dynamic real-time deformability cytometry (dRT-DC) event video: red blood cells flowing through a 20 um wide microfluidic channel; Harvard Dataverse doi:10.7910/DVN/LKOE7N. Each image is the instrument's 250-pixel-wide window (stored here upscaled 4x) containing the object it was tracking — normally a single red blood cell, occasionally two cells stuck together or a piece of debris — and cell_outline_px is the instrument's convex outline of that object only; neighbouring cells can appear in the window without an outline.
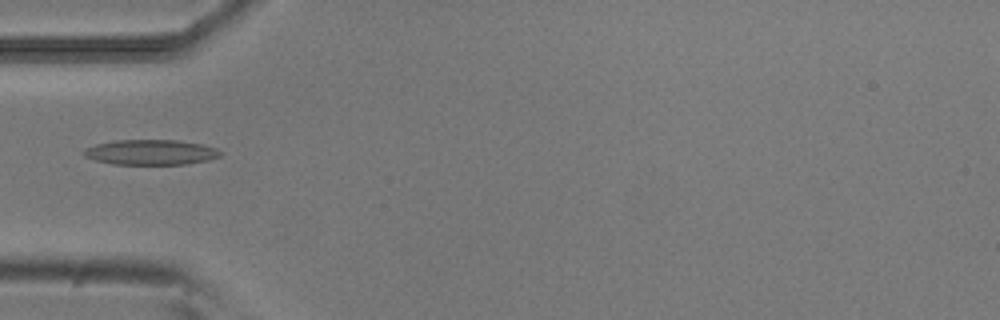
{"species": "common noctule bat (a hibernating species)", "species_latin": "Nyctalus noctula", "temperature_condition": "room temperature", "stored_images_in_passage": 13, "camera_frame_rate_fps": 3000, "um_per_image_px": 0.085, "animal": {"sex": "male", "body_mass_g": 20.5, "forearm_length_mm": 52.5}, "frame": {"image": 1, "passage_image": 1, "time_ms": 0.0, "image_size_px": [1000, 320], "cell_outline_px": [[224, 152], [220, 156], [208, 160], [188, 164], [112, 164], [96, 160], [84, 156], [80, 152], [84, 148], [96, 144], [116, 140], [176, 140], [204, 144], [216, 148]], "centroid_in_image_um": [12.82, 12.94], "position_along_channel_um": 72.2, "area_um2": 20.23}}
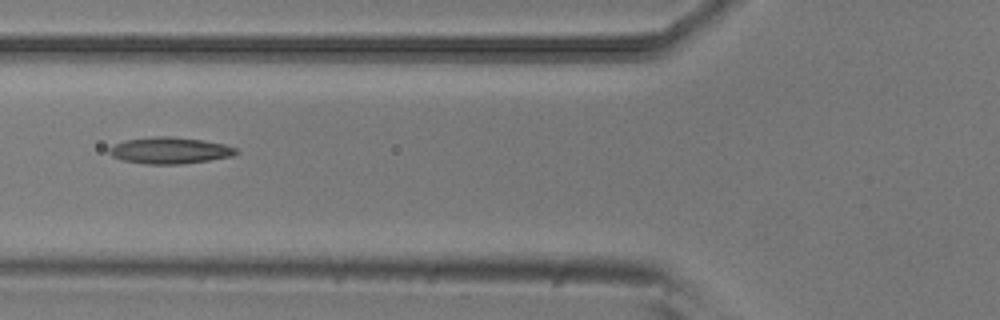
{"frame": {"image": 2, "passage_image": 4, "time_ms": 1.0, "image_size_px": [1000, 320], "cell_outline_px": [[240, 152], [232, 156], [208, 160], [180, 164], [144, 164], [124, 160], [112, 156], [108, 152], [108, 148], [124, 140], [156, 136], [172, 136], [204, 140], [224, 144], [236, 148]], "centroid_in_image_um": [14.44, 12.78], "position_along_channel_um": 111.4, "area_um2": 19.59}}
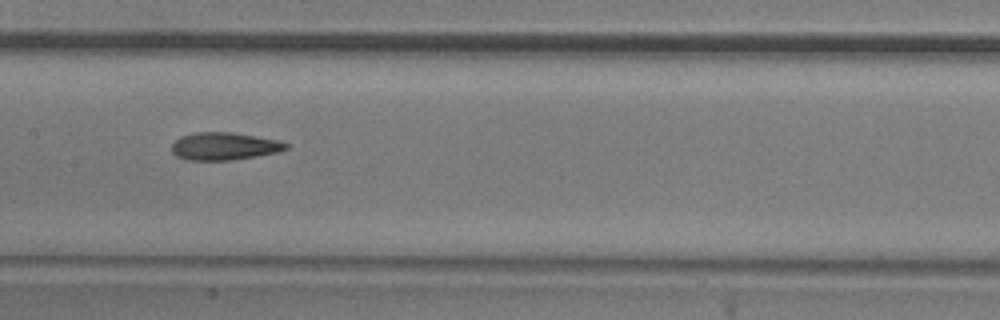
{"frame": {"image": 3, "passage_image": 10, "time_ms": 3.0, "image_size_px": [1000, 320], "cell_outline_px": [[288, 148], [280, 152], [232, 160], [184, 160], [176, 156], [172, 152], [172, 144], [180, 136], [196, 132], [232, 132], [280, 140], [288, 144]], "centroid_in_image_um": [19.07, 12.43], "position_along_channel_um": 188.3, "area_um2": 18.55}}